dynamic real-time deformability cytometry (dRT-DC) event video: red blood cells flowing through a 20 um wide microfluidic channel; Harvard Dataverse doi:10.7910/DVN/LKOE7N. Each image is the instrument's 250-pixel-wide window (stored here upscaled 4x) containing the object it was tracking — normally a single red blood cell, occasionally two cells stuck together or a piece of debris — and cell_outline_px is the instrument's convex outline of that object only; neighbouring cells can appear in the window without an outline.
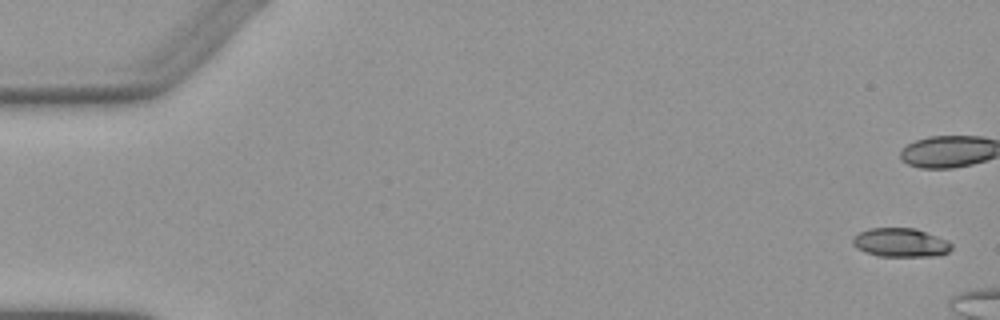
{"species": "Egyptian fruit bat (a non-hibernating species)", "species_latin": "Rousettus aegyptiacus", "temperature_condition": "warm", "stored_images_in_passage": 4, "camera_frame_rate_fps": 3000, "um_per_image_px": 0.085, "animal": {"sex": "female"}, "frame": {"image": 1, "passage_image": 1, "time_ms": 0.0, "image_size_px": [1000, 320], "cell_outline_px": [[952, 248], [948, 252], [940, 256], [876, 256], [864, 252], [856, 248], [852, 244], [852, 240], [860, 232], [868, 228], [916, 228], [948, 240], [952, 244]], "centroid_in_image_um": [76.56, 20.62], "position_along_channel_um": 8.4, "area_um2": 16.76}}